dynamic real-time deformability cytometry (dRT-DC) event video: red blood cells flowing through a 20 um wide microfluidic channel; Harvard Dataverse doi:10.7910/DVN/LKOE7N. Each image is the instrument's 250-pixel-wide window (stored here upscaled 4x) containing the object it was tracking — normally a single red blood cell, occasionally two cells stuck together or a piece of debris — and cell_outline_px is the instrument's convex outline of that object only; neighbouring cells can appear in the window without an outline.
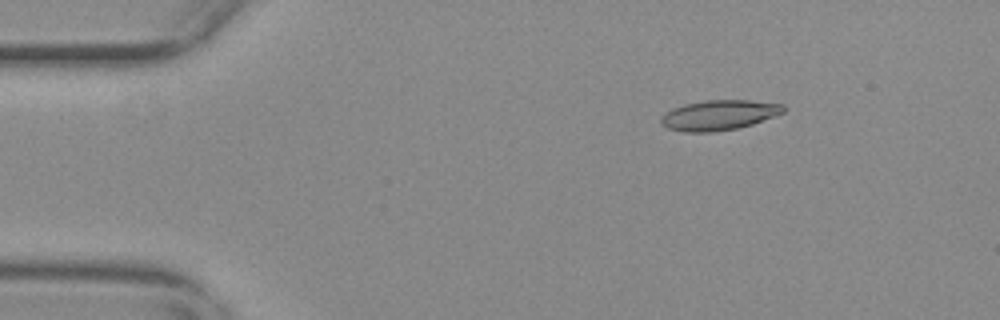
{"species": "common noctule bat (a hibernating species)", "species_latin": "Nyctalus noctula", "temperature_condition": "warm", "stored_images_in_passage": 50, "camera_frame_rate_fps": 3000, "um_per_image_px": 0.085, "animal": {"sex": "female", "body_mass_g": 29.2, "forearm_length_mm": 56.3}, "frame": {"image": 1, "passage_image": 3, "time_ms": 0.667, "image_size_px": [1000, 320], "cell_outline_px": [[784, 112], [752, 124], [736, 128], [712, 132], [684, 132], [668, 128], [660, 124], [660, 116], [672, 108], [684, 104], [708, 100], [748, 100], [784, 104]], "centroid_in_image_um": [61.07, 9.78], "position_along_channel_um": 23.9, "area_um2": 21.39}}
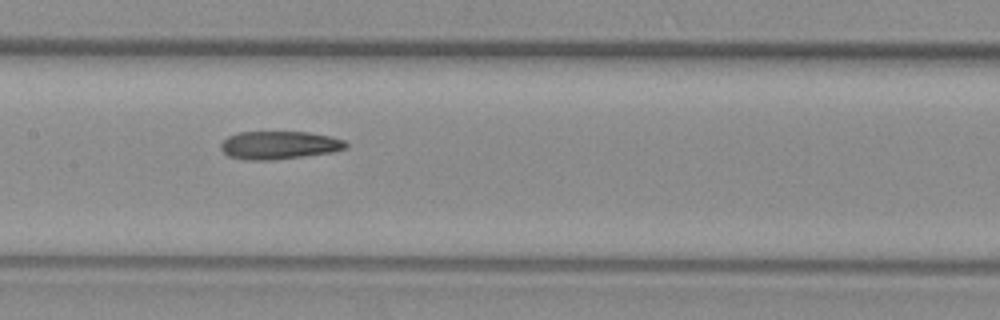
{"frame": {"image": 2, "passage_image": 22, "time_ms": 7.0, "image_size_px": [1000, 320], "cell_outline_px": [[348, 148], [332, 152], [272, 160], [244, 160], [228, 156], [220, 148], [220, 144], [228, 136], [240, 132], [308, 132], [332, 136], [344, 140], [348, 144]], "centroid_in_image_um": [23.74, 12.34], "position_along_channel_um": 183.7, "area_um2": 20.52}}
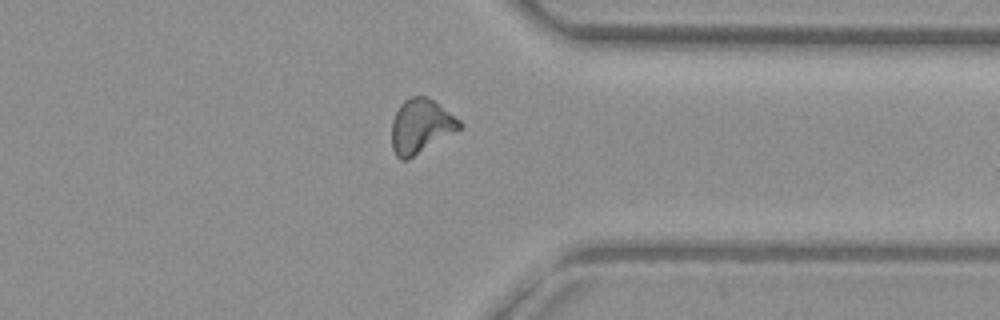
{"frame": {"image": 3, "passage_image": 38, "time_ms": 12.333, "image_size_px": [1000, 320], "cell_outline_px": [[464, 124], [460, 128], [408, 160], [400, 160], [396, 156], [392, 148], [392, 120], [400, 104], [404, 100], [412, 96], [424, 96], [436, 100], [460, 120]], "centroid_in_image_um": [35.76, 10.71], "position_along_channel_um": 375.6, "area_um2": 21.44}, "authors_computed_cell_mechanics": {"area_um2": 20.7791, "velocity_mm_per_s": 3.698, "shape_relaxation_time_tau1_ms": null, "shape_relaxation_time_tau2_ms": 5.1403, "deformation_change_tau1": null, "deformation_change_tau2": 0.1501}}